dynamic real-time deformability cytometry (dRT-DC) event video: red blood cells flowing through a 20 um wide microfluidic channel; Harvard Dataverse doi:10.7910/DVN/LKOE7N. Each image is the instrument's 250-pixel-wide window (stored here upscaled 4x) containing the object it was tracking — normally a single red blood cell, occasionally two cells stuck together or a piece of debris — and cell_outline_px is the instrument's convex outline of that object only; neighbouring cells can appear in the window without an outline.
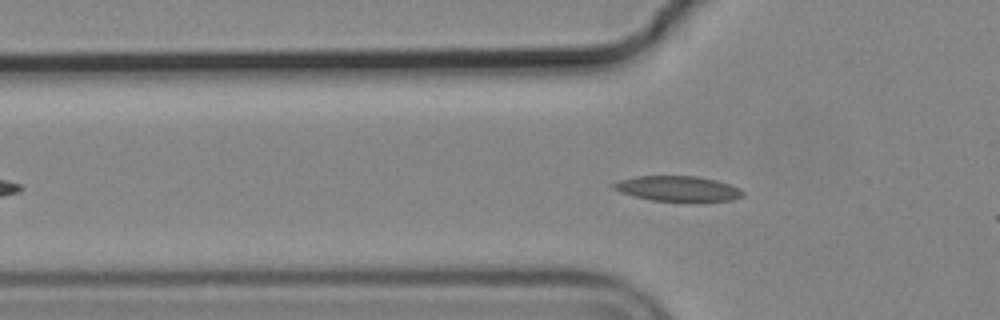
{"species": "common noctule bat (a hibernating species)", "species_latin": "Nyctalus noctula", "temperature_condition": "cold", "stored_images_in_passage": 45, "camera_frame_rate_fps": 3000, "um_per_image_px": 0.085, "animal": {"sex": "male", "body_mass_g": 19.2, "forearm_length_mm": 51.8}, "frame": {"image": 1, "passage_image": 12, "time_ms": 3.667, "image_size_px": [1000, 320], "cell_outline_px": [[744, 196], [732, 200], [652, 200], [620, 192], [612, 188], [612, 184], [620, 180], [636, 176], [696, 176], [716, 180], [740, 188], [744, 192]], "centroid_in_image_um": [57.61, 16.01], "position_along_channel_um": 68.2, "area_um2": 18.55}}
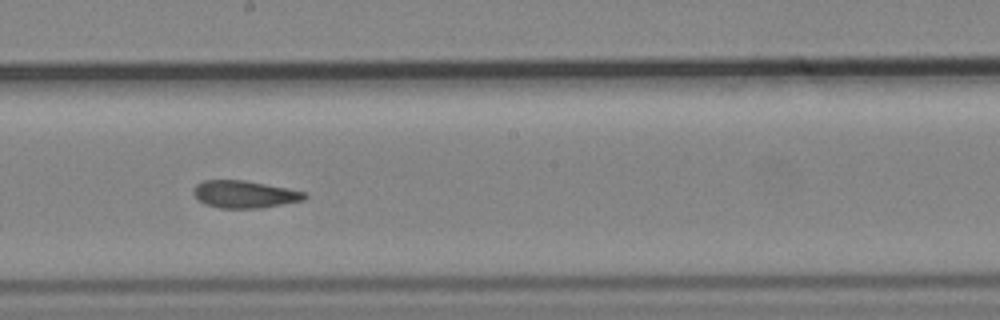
{"frame": {"image": 2, "passage_image": 25, "time_ms": 8.0, "image_size_px": [1000, 320], "cell_outline_px": [[308, 196], [304, 200], [260, 208], [220, 208], [204, 204], [192, 192], [192, 188], [196, 184], [204, 180], [244, 180], [288, 188], [308, 192]], "centroid_in_image_um": [20.8, 16.51], "position_along_channel_um": 227.4, "area_um2": 17.8}}
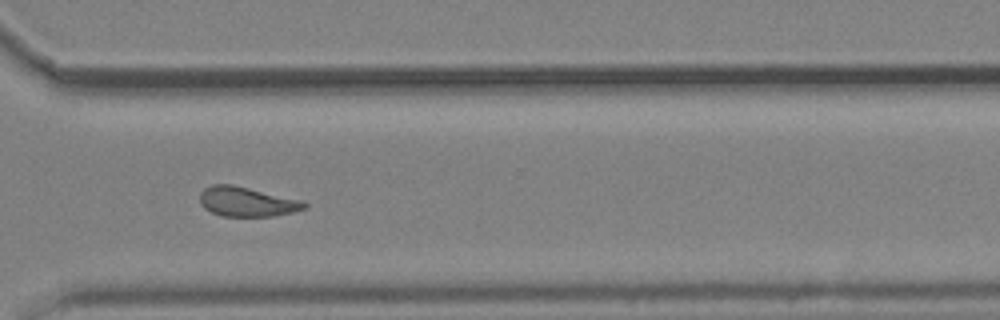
{"frame": {"image": 3, "passage_image": 35, "time_ms": 11.333, "image_size_px": [1000, 320], "cell_outline_px": [[308, 208], [292, 212], [272, 216], [224, 216], [212, 212], [204, 208], [200, 204], [200, 192], [204, 188], [212, 184], [232, 184], [304, 200], [308, 204]], "centroid_in_image_um": [21.01, 17.13], "position_along_channel_um": 349.6, "area_um2": 18.21}, "authors_computed_cell_mechanics": {"area_um2": 18.6116, "velocity_mm_per_s": 3.6836, "shape_relaxation_time_tau1_ms": null, "shape_relaxation_time_tau2_ms": 2.972, "deformation_change_tau1": null, "deformation_change_tau2": 0.1037}}